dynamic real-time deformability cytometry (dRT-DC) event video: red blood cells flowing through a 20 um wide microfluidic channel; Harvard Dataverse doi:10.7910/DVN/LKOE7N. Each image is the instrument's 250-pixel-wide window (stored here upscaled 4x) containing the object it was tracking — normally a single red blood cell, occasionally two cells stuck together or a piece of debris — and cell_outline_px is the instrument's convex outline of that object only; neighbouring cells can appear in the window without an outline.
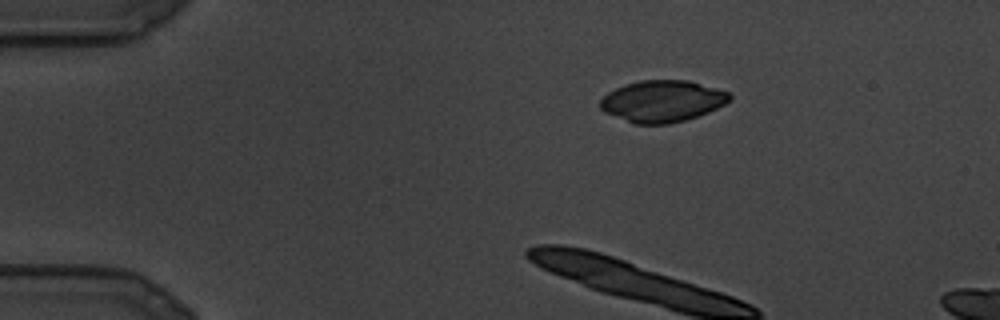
{"species": "common noctule bat (a hibernating species)", "species_latin": "Nyctalus noctula", "temperature_condition": "cold", "stored_images_in_passage": 12, "camera_frame_rate_fps": 3000, "um_per_image_px": 0.085, "animal": {"sex": "male", "body_mass_g": 19.5, "forearm_length_mm": 54.6}, "frame": {"image": 1, "passage_image": 1, "time_ms": 0.0, "image_size_px": [1000, 320], "cell_outline_px": [[732, 96], [724, 104], [708, 112], [684, 120], [668, 124], [636, 124], [604, 112], [600, 108], [600, 100], [608, 92], [624, 84], [640, 80], [688, 80], [716, 88], [728, 92]], "centroid_in_image_um": [56.27, 8.59], "position_along_channel_um": 28.7, "area_um2": 31.15}}